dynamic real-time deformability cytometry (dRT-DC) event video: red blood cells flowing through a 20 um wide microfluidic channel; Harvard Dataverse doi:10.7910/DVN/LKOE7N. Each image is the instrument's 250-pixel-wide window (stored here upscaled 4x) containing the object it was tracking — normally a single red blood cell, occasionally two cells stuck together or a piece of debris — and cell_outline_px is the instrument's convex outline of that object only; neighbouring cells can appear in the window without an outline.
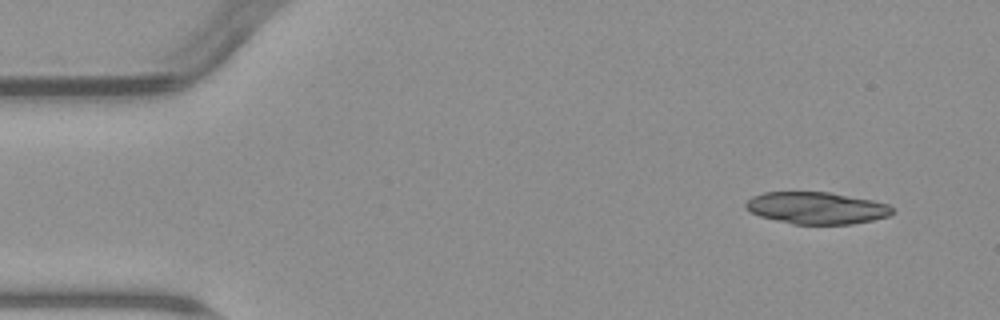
{"species": "common noctule bat (a hibernating species)", "species_latin": "Nyctalus noctula", "temperature_condition": "warm", "stored_images_in_passage": 3, "camera_frame_rate_fps": 3000, "um_per_image_px": 0.085, "animal": {"sex": "male", "body_mass_g": 23.1, "forearm_length_mm": 52.7}, "frame": {"image": 1, "passage_image": 1, "time_ms": 0.0, "image_size_px": [1000, 320], "cell_outline_px": [[892, 212], [888, 216], [872, 220], [852, 224], [792, 224], [760, 216], [748, 212], [744, 208], [744, 204], [752, 196], [764, 192], [832, 192], [872, 200], [888, 204], [892, 208]], "centroid_in_image_um": [69.36, 17.67], "position_along_channel_um": 15.6, "area_um2": 27.4}}